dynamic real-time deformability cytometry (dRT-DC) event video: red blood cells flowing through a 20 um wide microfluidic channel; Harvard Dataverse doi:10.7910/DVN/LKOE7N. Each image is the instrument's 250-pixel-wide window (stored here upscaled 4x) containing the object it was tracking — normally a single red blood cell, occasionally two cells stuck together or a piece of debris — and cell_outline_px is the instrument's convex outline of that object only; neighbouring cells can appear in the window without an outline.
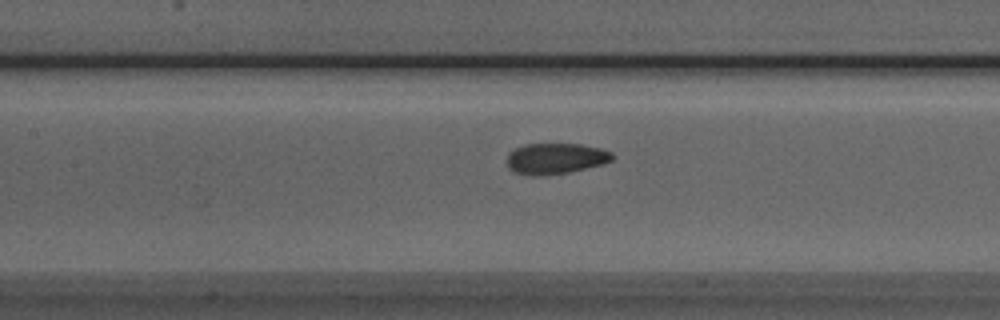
{"species": "Egyptian fruit bat (a non-hibernating species)", "species_latin": "Rousettus aegyptiacus", "temperature_condition": "room temperature", "stored_images_in_passage": 17, "camera_frame_rate_fps": 3000, "um_per_image_px": 0.085, "animal": {"sex": "male"}, "frame": {"image": 1, "passage_image": 8, "time_ms": 2.333, "image_size_px": [1000, 320], "cell_outline_px": [[616, 156], [612, 160], [604, 164], [568, 172], [544, 176], [536, 176], [512, 172], [508, 168], [508, 152], [524, 144], [580, 144], [600, 148], [612, 152]], "centroid_in_image_um": [47.23, 13.48], "position_along_channel_um": 160.2, "area_um2": 19.13}}
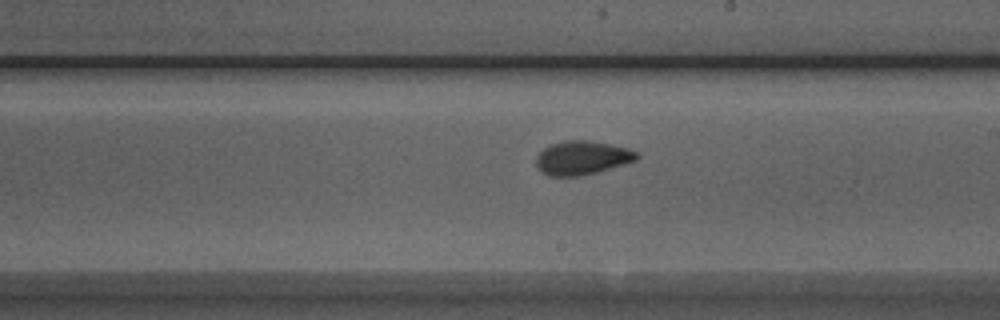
{"frame": {"image": 2, "passage_image": 14, "time_ms": 4.333, "image_size_px": [1000, 320], "cell_outline_px": [[640, 156], [636, 160], [624, 164], [596, 172], [580, 176], [548, 176], [540, 172], [536, 168], [536, 156], [544, 148], [552, 144], [564, 140], [588, 140], [628, 148], [640, 152]], "centroid_in_image_um": [49.46, 13.42], "position_along_channel_um": 239.5, "area_um2": 19.94}}
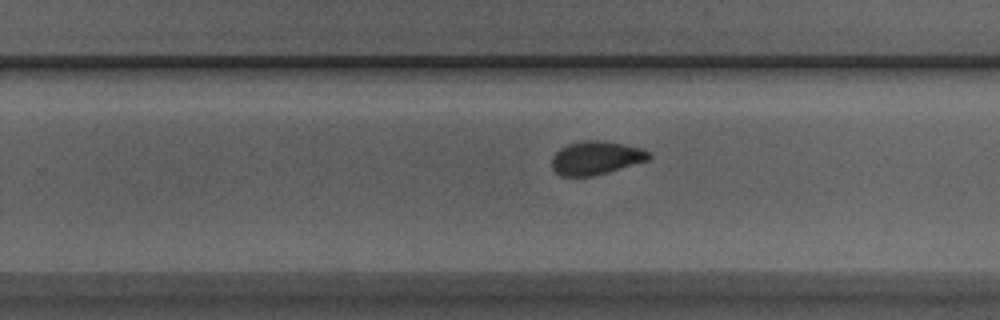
{"frame": {"image": 3, "passage_image": 17, "time_ms": 5.333, "image_size_px": [1000, 320], "cell_outline_px": [[652, 156], [648, 160], [608, 172], [592, 176], [560, 176], [552, 168], [552, 156], [560, 148], [568, 144], [584, 140], [604, 140], [624, 144], [640, 148], [652, 152]], "centroid_in_image_um": [50.66, 13.41], "position_along_channel_um": 279.1, "area_um2": 19.02}}